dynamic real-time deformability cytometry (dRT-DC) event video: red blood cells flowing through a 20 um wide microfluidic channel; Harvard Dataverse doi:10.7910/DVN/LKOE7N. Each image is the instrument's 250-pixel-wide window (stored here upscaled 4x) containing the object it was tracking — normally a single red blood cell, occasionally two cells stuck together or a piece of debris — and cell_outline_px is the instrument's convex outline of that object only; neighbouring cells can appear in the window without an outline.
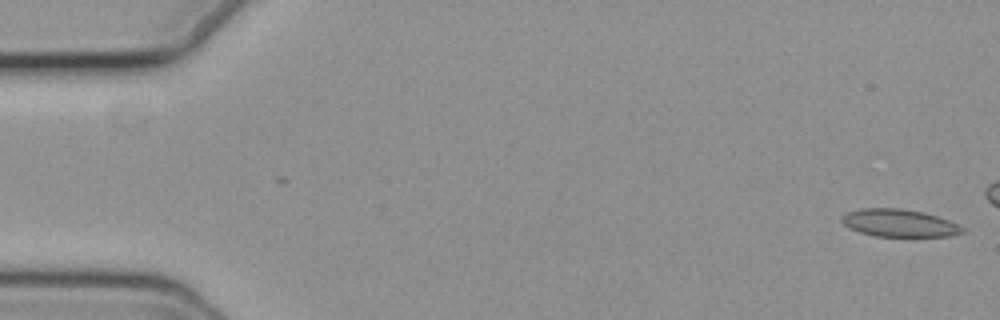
{"species": "common noctule bat (a hibernating species)", "species_latin": "Nyctalus noctula", "temperature_condition": "cold", "stored_images_in_passage": 17, "camera_frame_rate_fps": 3000, "um_per_image_px": 0.085, "animal": {"sex": "female", "body_mass_g": 19.3, "forearm_length_mm": 54.1}, "frame": {"image": 1, "passage_image": 1, "time_ms": 0.0, "image_size_px": [1000, 320], "cell_outline_px": [[964, 232], [948, 236], [876, 236], [860, 232], [844, 224], [840, 220], [840, 216], [848, 212], [860, 208], [900, 208], [924, 212], [948, 220], [964, 228]], "centroid_in_image_um": [76.41, 18.95], "position_along_channel_um": 8.6, "area_um2": 19.19}}